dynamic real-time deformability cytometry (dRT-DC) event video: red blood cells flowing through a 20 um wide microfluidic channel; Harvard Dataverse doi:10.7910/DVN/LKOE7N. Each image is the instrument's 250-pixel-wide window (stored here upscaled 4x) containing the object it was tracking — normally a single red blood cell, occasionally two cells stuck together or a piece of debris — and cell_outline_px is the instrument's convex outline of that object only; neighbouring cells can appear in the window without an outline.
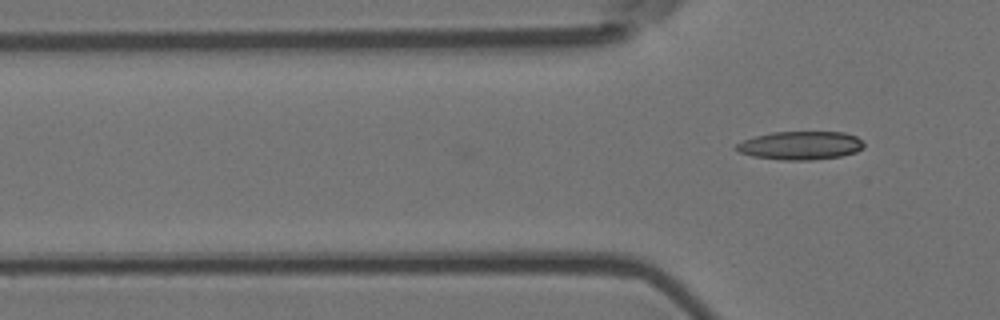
{"species": "Egyptian fruit bat (a non-hibernating species)", "species_latin": "Rousettus aegyptiacus", "temperature_condition": "room temperature", "stored_images_in_passage": 2, "camera_frame_rate_fps": 3000, "um_per_image_px": 0.085, "animal": {"sex": "female"}, "frame": {"image": 1, "passage_image": 2, "time_ms": 0.333, "image_size_px": [1000, 320], "cell_outline_px": [[864, 144], [856, 152], [840, 156], [812, 160], [780, 160], [752, 156], [740, 152], [736, 148], [736, 144], [744, 140], [756, 136], [772, 132], [844, 132], [856, 136]], "centroid_in_image_um": [68.03, 12.37], "position_along_channel_um": 57.8, "area_um2": 20.92}}